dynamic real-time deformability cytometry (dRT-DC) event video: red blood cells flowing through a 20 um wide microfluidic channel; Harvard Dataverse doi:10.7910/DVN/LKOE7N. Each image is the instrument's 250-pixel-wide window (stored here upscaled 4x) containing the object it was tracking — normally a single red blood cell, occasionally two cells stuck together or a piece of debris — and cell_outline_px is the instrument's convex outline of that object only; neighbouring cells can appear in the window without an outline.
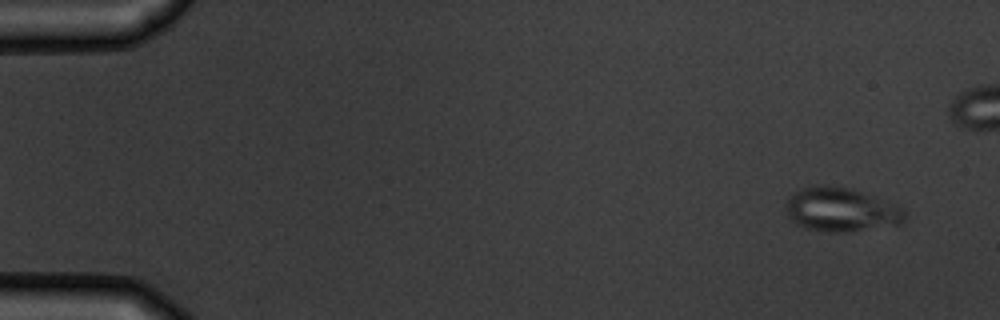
{"species": "common noctule bat (a hibernating species)", "species_latin": "Nyctalus noctula", "temperature_condition": "warm", "stored_images_in_passage": 6, "camera_frame_rate_fps": 3000, "um_per_image_px": 0.085, "animal": {"sex": "male", "body_mass_g": 19.5, "forearm_length_mm": 54.6}, "frame": {"image": 1, "passage_image": 1, "time_ms": 0.0, "image_size_px": [1000, 320], "cell_outline_px": [[904, 220], [896, 224], [844, 232], [836, 232], [808, 228], [796, 224], [788, 216], [788, 200], [800, 188], [816, 184], [824, 184], [852, 188], [896, 204], [904, 208]], "centroid_in_image_um": [71.5, 17.78], "position_along_channel_um": 13.5, "area_um2": 29.94}}